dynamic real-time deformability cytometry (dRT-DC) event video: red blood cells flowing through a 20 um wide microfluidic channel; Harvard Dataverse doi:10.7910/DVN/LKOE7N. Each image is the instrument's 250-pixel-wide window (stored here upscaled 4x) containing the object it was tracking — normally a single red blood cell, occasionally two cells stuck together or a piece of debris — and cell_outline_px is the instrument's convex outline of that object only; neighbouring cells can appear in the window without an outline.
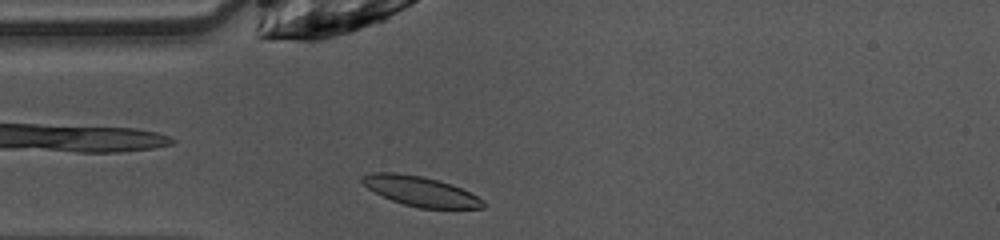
{"species": "common noctule bat (a hibernating species)", "species_latin": "Nyctalus noctula", "temperature_condition": "warm", "stored_images_in_passage": 37, "camera_frame_rate_fps": 3000, "um_per_image_px": 0.085, "animal": {"sex": "female", "body_mass_g": 10.0, "forearm_length_mm": 53.1}, "frame": {"image": 1, "passage_image": 1, "time_ms": 0.0, "image_size_px": [1000, 240], "cell_outline_px": [[484, 208], [420, 208], [404, 204], [392, 200], [368, 188], [360, 180], [360, 176], [372, 172], [396, 172], [420, 176], [436, 180], [460, 188], [484, 200]], "centroid_in_image_um": [35.7, 16.25], "position_along_channel_um": 49.3, "area_um2": 20.58}}
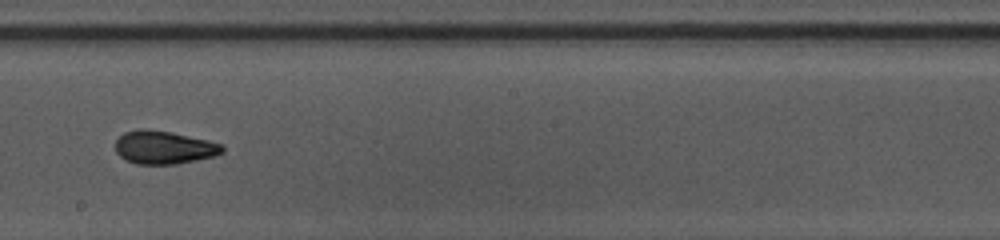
{"frame": {"image": 2, "passage_image": 15, "time_ms": 4.667, "image_size_px": [1000, 240], "cell_outline_px": [[224, 152], [216, 156], [176, 164], [136, 164], [124, 160], [116, 152], [116, 140], [124, 132], [140, 128], [148, 128], [172, 132], [208, 140], [220, 144], [224, 148]], "centroid_in_image_um": [13.92, 12.52], "position_along_channel_um": 234.3, "area_um2": 20.87}}
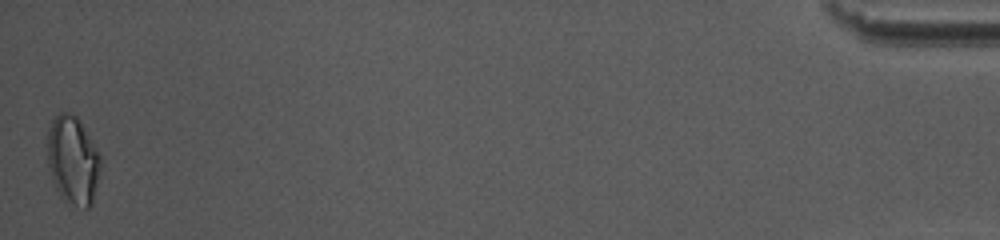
{"frame": {"image": 3, "passage_image": 37, "time_ms": 12.0, "image_size_px": [1000, 240], "cell_outline_px": [[100, 172], [92, 204], [88, 208], [84, 208], [72, 204], [64, 200], [60, 196], [52, 180], [48, 164], [48, 128], [52, 120], [60, 112], [68, 112], [76, 116], [80, 120], [100, 156]], "centroid_in_image_um": [6.19, 13.62], "position_along_channel_um": 429.0, "area_um2": 27.22}, "authors_computed_cell_mechanics": {"area_um2": 20.4612, "velocity_mm_per_s": 4.0551, "shape_relaxation_time_tau1_ms": null, "shape_relaxation_time_tau2_ms": 1.7415, "deformation_change_tau1": null, "deformation_change_tau2": 0.0731}}